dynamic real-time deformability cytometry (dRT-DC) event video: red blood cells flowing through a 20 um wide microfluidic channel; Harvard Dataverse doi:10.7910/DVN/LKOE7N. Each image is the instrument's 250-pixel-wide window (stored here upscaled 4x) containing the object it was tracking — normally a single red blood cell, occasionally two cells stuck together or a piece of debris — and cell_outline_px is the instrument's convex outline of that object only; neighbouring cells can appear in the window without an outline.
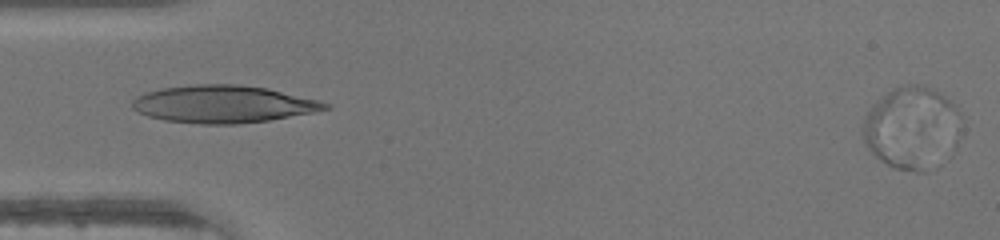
{"species": "human", "species_latin": "Homo sapiens", "temperature_condition": "warm", "stored_images_in_passage": 7, "segment_of_instrument_passage": [2, 2], "camera_frame_rate_fps": 3000, "um_per_image_px": 0.085, "donor": {"sex": "male"}, "frame": {"image": 1, "passage_image": 7, "time_ms": 2.0, "image_size_px": [1000, 240], "cell_outline_px": [[960, 116], [940, 164], [936, 168], [928, 172], [916, 172], [892, 168], [876, 156], [872, 152], [864, 140], [860, 132], [860, 128], [864, 116], [872, 104], [876, 100], [892, 88], [908, 84], [924, 84], [940, 92], [960, 112]], "centroid_in_image_um": [77.37, 10.84], "position_along_channel_um": 7.6, "area_um2": 46.53}}